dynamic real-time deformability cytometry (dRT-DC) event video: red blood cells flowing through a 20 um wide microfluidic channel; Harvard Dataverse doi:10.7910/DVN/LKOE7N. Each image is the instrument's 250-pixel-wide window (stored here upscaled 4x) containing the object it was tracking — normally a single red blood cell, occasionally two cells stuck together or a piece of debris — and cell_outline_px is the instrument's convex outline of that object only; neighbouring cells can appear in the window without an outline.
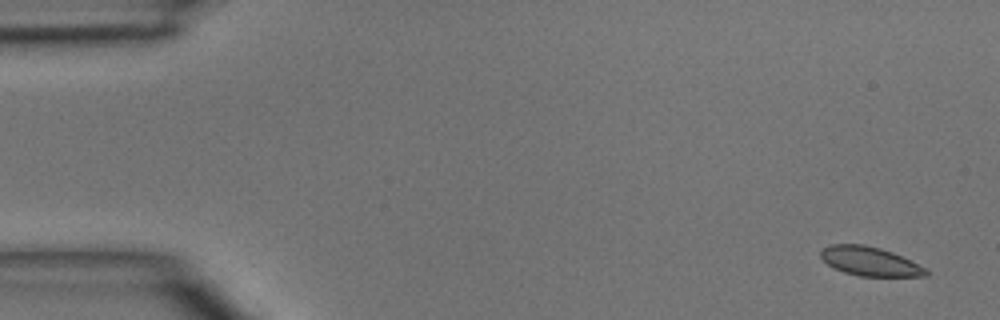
{"species": "common noctule bat (a hibernating species)", "species_latin": "Nyctalus noctula", "temperature_condition": "room temperature", "stored_images_in_passage": 4, "camera_frame_rate_fps": 3000, "um_per_image_px": 0.085, "animal": {"sex": "male", "body_mass_g": 15.6}, "frame": {"image": 1, "passage_image": 1, "time_ms": 0.0, "image_size_px": [1000, 320], "cell_outline_px": [[932, 272], [928, 276], [860, 276], [844, 272], [828, 264], [820, 256], [820, 252], [828, 244], [864, 244], [880, 248], [892, 252], [928, 268]], "centroid_in_image_um": [73.99, 22.21], "position_along_channel_um": 11.0, "area_um2": 17.86}}
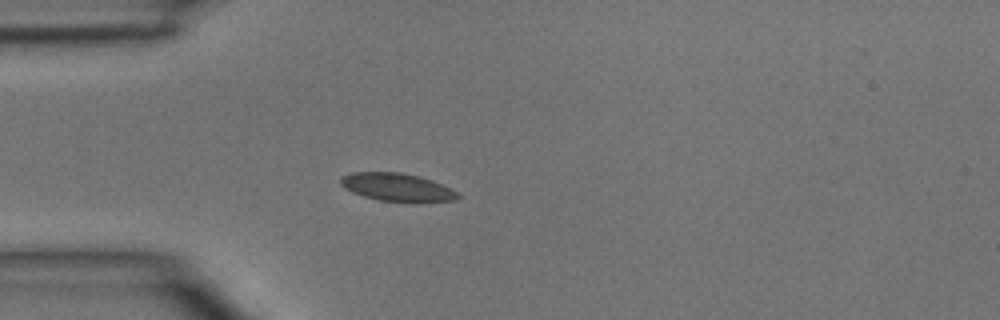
{"frame": {"image": 2, "passage_image": 4, "time_ms": 3.667, "image_size_px": [1000, 320], "cell_outline_px": [[460, 196], [456, 200], [416, 204], [412, 204], [380, 200], [364, 196], [352, 192], [340, 184], [340, 176], [352, 172], [400, 172], [432, 180], [452, 188], [460, 192]], "centroid_in_image_um": [33.82, 15.95], "position_along_channel_um": 51.2, "area_um2": 19.71}}